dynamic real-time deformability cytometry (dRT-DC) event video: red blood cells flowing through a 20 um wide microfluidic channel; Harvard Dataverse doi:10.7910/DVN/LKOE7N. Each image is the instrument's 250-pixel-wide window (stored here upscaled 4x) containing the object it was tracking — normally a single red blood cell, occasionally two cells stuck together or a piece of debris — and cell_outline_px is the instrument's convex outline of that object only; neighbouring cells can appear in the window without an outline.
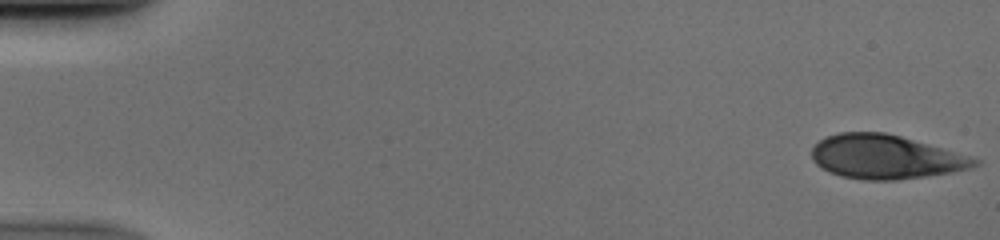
{"species": "human", "species_latin": "Homo sapiens", "temperature_condition": "cold", "stored_images_in_passage": 51, "camera_frame_rate_fps": 3000, "um_per_image_px": 0.085, "donor": {"sex": "male"}, "frame": {"image": 1, "passage_image": 1, "time_ms": 0.0, "image_size_px": [1000, 240], "cell_outline_px": [[984, 160], [980, 164], [972, 168], [952, 172], [896, 180], [864, 180], [840, 176], [828, 172], [820, 168], [812, 160], [812, 148], [824, 136], [840, 132], [884, 132], [900, 136]], "centroid_in_image_um": [75.25, 13.34], "position_along_channel_um": 9.7, "area_um2": 41.85}}
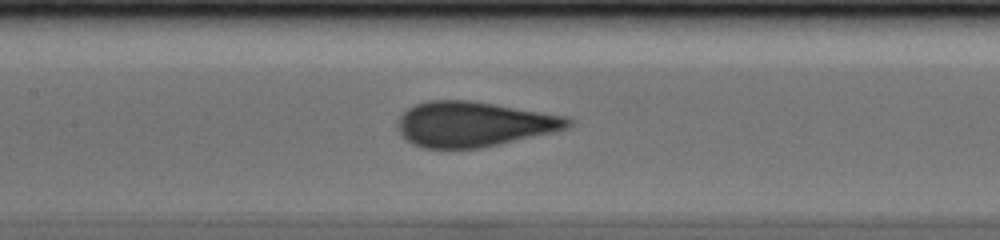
{"frame": {"image": 2, "passage_image": 25, "time_ms": 8.0, "image_size_px": [1000, 240], "cell_outline_px": [[572, 124], [568, 128], [552, 132], [480, 148], [424, 148], [412, 144], [400, 132], [396, 124], [400, 116], [408, 108], [416, 104], [428, 100], [468, 100], [564, 116], [572, 120]], "centroid_in_image_um": [40.22, 10.55], "position_along_channel_um": 167.2, "area_um2": 44.16}}
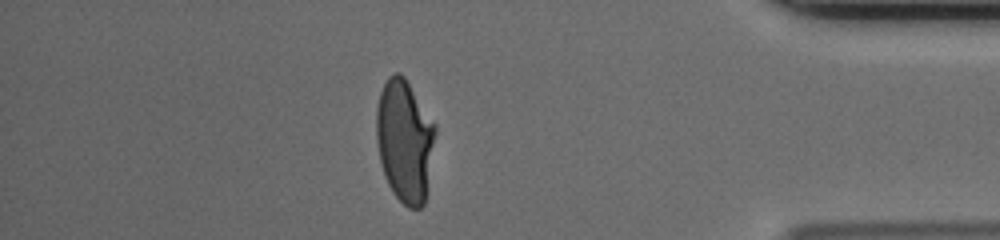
{"frame": {"image": 3, "passage_image": 45, "time_ms": 14.667, "image_size_px": [1000, 240], "cell_outline_px": [[436, 132], [424, 204], [420, 208], [408, 208], [392, 192], [384, 176], [380, 160], [376, 140], [376, 108], [380, 92], [388, 76], [396, 72], [400, 72], [404, 76], [436, 124]], "centroid_in_image_um": [34.39, 11.94], "position_along_channel_um": 400.8, "area_um2": 42.14}}